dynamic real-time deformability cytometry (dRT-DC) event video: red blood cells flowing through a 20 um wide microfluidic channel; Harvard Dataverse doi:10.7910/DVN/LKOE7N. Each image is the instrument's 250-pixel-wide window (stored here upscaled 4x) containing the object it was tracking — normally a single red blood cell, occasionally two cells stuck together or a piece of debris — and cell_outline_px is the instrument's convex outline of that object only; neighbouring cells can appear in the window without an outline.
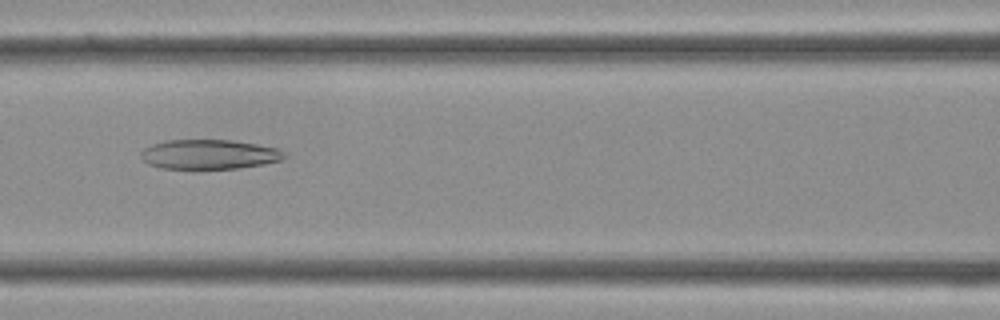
{"species": "Egyptian fruit bat (a non-hibernating species)", "species_latin": "Rousettus aegyptiacus", "temperature_condition": "cold", "stored_images_in_passage": 37, "camera_frame_rate_fps": 3000, "um_per_image_px": 0.085, "frame": {"image": 1, "passage_image": 16, "time_ms": 5.0, "image_size_px": [1000, 320], "cell_outline_px": [[288, 156], [280, 160], [264, 164], [236, 168], [160, 168], [148, 164], [140, 156], [140, 152], [144, 148], [152, 144], [164, 140], [232, 140], [280, 148]], "centroid_in_image_um": [17.78, 13.11], "position_along_channel_um": 148.8, "area_um2": 24.74}}
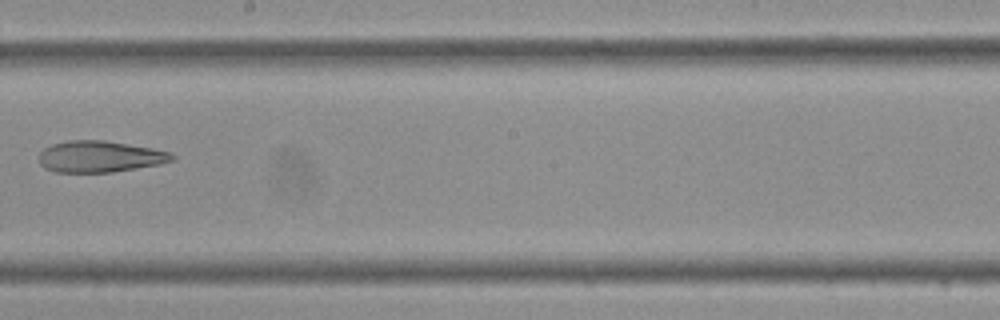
{"frame": {"image": 2, "passage_image": 21, "time_ms": 6.667, "image_size_px": [1000, 320], "cell_outline_px": [[176, 160], [160, 164], [112, 172], [56, 172], [44, 168], [40, 164], [40, 152], [44, 148], [52, 144], [68, 140], [104, 140], [152, 148], [172, 152], [176, 156]], "centroid_in_image_um": [8.52, 13.31], "position_along_channel_um": 239.7, "area_um2": 24.45}}
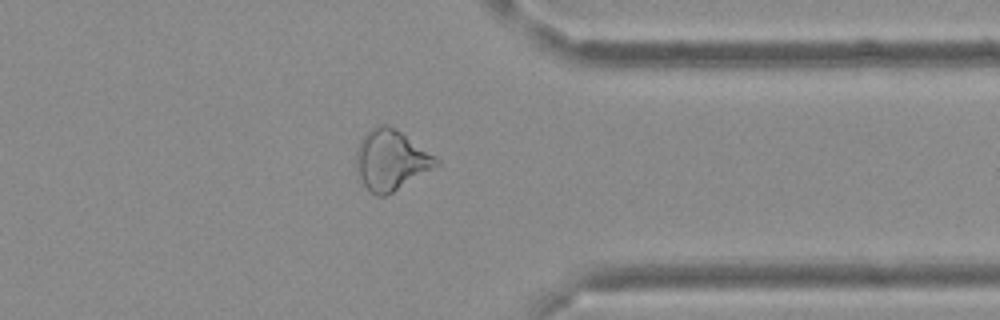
{"frame": {"image": 3, "passage_image": 29, "time_ms": 9.333, "image_size_px": [1000, 320], "cell_outline_px": [[440, 164], [392, 192], [384, 196], [376, 196], [364, 184], [356, 168], [356, 152], [360, 140], [372, 128], [380, 124], [388, 124], [436, 156], [440, 160]], "centroid_in_image_um": [33.23, 13.59], "position_along_channel_um": 378.2, "area_um2": 27.51}}